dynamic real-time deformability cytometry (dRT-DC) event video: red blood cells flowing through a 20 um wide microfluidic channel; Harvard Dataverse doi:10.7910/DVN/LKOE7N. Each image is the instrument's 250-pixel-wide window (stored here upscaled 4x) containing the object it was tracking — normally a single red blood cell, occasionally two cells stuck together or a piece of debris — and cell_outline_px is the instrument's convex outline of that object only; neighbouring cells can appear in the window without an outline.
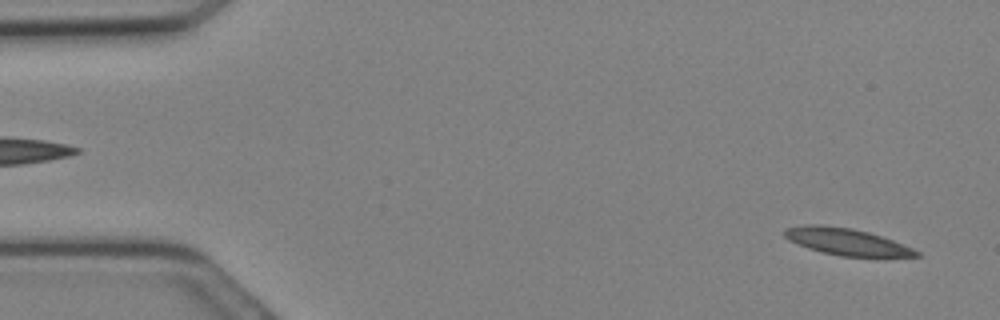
{"species": "Egyptian fruit bat (a non-hibernating species)", "species_latin": "Rousettus aegyptiacus", "temperature_condition": "cold", "stored_images_in_passage": 10, "camera_frame_rate_fps": 3000, "um_per_image_px": 0.085, "animal": {"sex": "female"}, "frame": {"image": 1, "passage_image": 1, "time_ms": 0.0, "image_size_px": [1000, 320], "cell_outline_px": [[920, 256], [840, 256], [820, 252], [808, 248], [784, 236], [784, 228], [804, 224], [816, 224], [852, 228], [868, 232], [892, 240], [912, 248], [920, 252]], "centroid_in_image_um": [71.92, 20.53], "position_along_channel_um": 13.1, "area_um2": 20.23}}
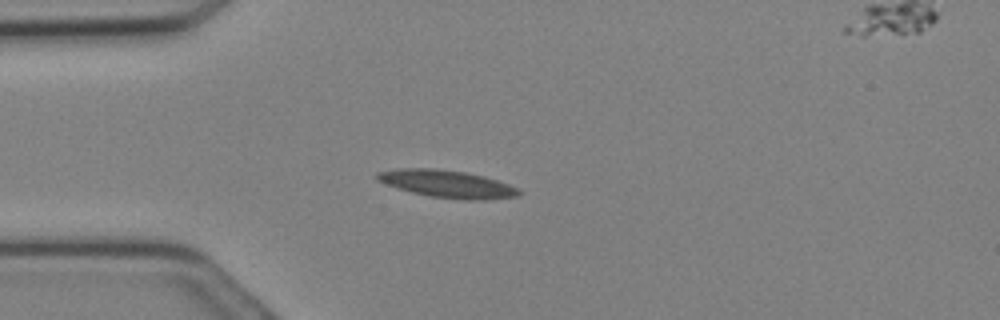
{"frame": {"image": 2, "passage_image": 7, "time_ms": 2.0, "image_size_px": [1000, 320], "cell_outline_px": [[524, 192], [520, 196], [484, 200], [468, 200], [432, 196], [412, 192], [396, 188], [376, 180], [376, 172], [400, 168], [432, 168], [464, 172], [484, 176], [520, 188]], "centroid_in_image_um": [38.04, 15.63], "position_along_channel_um": 47.0, "area_um2": 22.72}}